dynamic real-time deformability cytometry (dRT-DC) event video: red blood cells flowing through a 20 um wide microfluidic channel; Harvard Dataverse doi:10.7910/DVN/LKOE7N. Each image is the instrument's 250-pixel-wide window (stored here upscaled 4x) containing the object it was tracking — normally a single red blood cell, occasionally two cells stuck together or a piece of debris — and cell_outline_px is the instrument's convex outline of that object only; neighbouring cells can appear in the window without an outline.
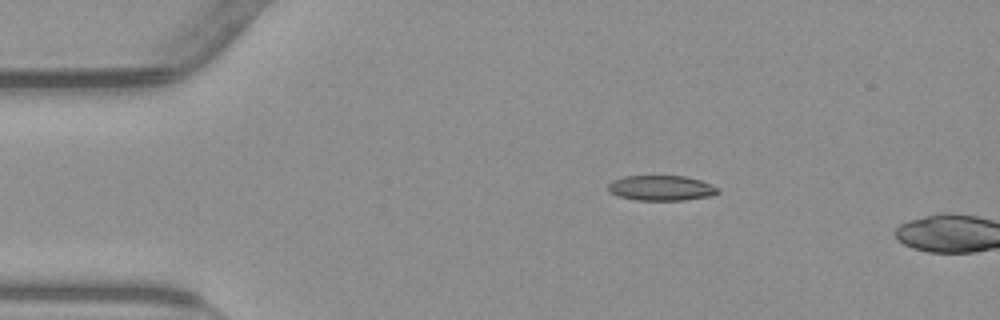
{"species": "common noctule bat (a hibernating species)", "species_latin": "Nyctalus noctula", "temperature_condition": "warm", "stored_images_in_passage": 3, "camera_frame_rate_fps": 3000, "um_per_image_px": 0.085, "animal": {"sex": "male", "body_mass_g": 23.1, "forearm_length_mm": 52.7}, "frame": {"image": 1, "passage_image": 1, "time_ms": 0.0, "image_size_px": [1000, 320], "cell_outline_px": [[720, 192], [712, 196], [684, 200], [640, 200], [620, 196], [612, 192], [608, 188], [608, 184], [612, 180], [624, 176], [684, 176], [700, 180], [712, 184], [720, 188]], "centroid_in_image_um": [56.27, 15.97], "position_along_channel_um": 28.7, "area_um2": 16.07}}